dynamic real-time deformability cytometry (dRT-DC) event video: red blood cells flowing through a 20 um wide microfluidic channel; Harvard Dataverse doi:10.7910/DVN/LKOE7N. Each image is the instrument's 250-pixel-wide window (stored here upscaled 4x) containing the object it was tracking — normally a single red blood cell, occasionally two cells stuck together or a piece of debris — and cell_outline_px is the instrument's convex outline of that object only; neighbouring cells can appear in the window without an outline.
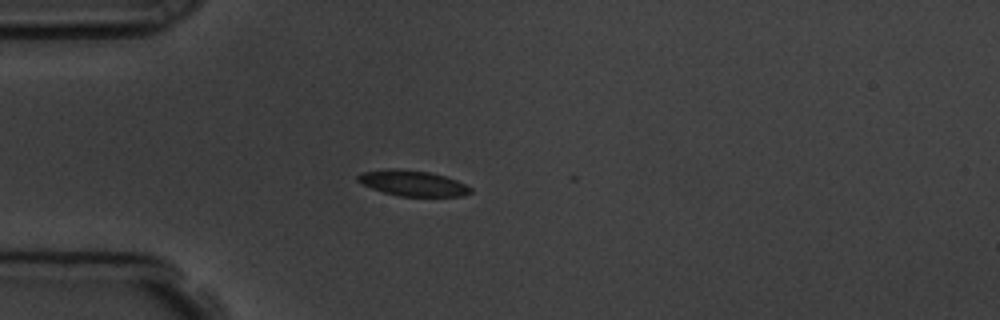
{"species": "common noctule bat (a hibernating species)", "species_latin": "Nyctalus noctula", "temperature_condition": "room temperature", "stored_images_in_passage": 24, "camera_frame_rate_fps": 3000, "um_per_image_px": 0.085, "animal": {"sex": "male", "body_mass_g": 19.5, "forearm_length_mm": 54.6}, "frame": {"image": 1, "passage_image": 1, "time_ms": 0.0, "image_size_px": [1000, 320], "cell_outline_px": [[472, 192], [464, 196], [400, 196], [384, 192], [372, 188], [356, 180], [356, 176], [360, 172], [388, 168], [396, 168], [428, 172], [444, 176], [456, 180], [472, 188]], "centroid_in_image_um": [35.06, 15.56], "position_along_channel_um": 49.9, "area_um2": 16.76}}
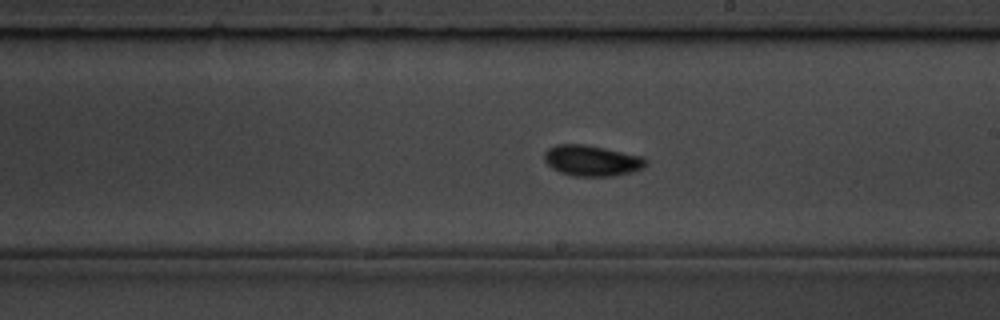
{"frame": {"image": 2, "passage_image": 17, "time_ms": 5.333, "image_size_px": [1000, 320], "cell_outline_px": [[648, 164], [644, 168], [632, 172], [612, 176], [572, 176], [560, 172], [552, 168], [544, 160], [544, 152], [548, 148], [556, 144], [584, 144], [644, 156], [648, 160]], "centroid_in_image_um": [50.33, 13.65], "position_along_channel_um": 238.7, "area_um2": 18.44}}
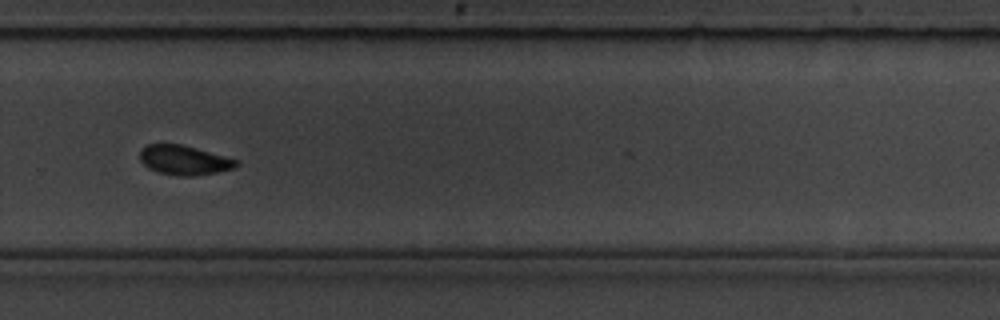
{"frame": {"image": 3, "passage_image": 23, "time_ms": 7.333, "image_size_px": [1000, 320], "cell_outline_px": [[240, 164], [232, 168], [216, 172], [192, 176], [180, 176], [160, 172], [148, 168], [140, 160], [140, 148], [148, 144], [180, 144], [196, 148], [240, 160]], "centroid_in_image_um": [15.65, 13.6], "position_along_channel_um": 314.1, "area_um2": 16.47}}